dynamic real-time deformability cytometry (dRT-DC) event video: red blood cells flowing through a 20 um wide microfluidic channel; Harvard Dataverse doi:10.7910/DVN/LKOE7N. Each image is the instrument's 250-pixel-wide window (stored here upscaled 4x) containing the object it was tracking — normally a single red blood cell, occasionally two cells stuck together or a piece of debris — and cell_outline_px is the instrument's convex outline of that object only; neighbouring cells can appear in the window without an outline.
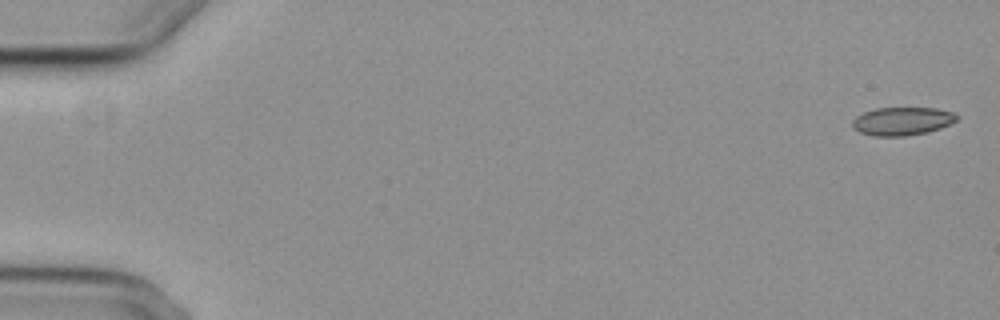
{"species": "common noctule bat (a hibernating species)", "species_latin": "Nyctalus noctula", "temperature_condition": "cold", "stored_images_in_passage": 9, "camera_frame_rate_fps": 3000, "um_per_image_px": 0.085, "animal": {"sex": "female", "body_mass_g": 29.2, "forearm_length_mm": 56.3}, "frame": {"image": 1, "passage_image": 1, "time_ms": 0.0, "image_size_px": [1000, 320], "cell_outline_px": [[960, 116], [956, 120], [940, 128], [928, 132], [904, 136], [872, 136], [860, 132], [852, 128], [852, 120], [856, 116], [864, 112], [876, 108], [936, 108], [952, 112]], "centroid_in_image_um": [76.66, 10.3], "position_along_channel_um": 8.3, "area_um2": 17.17}}
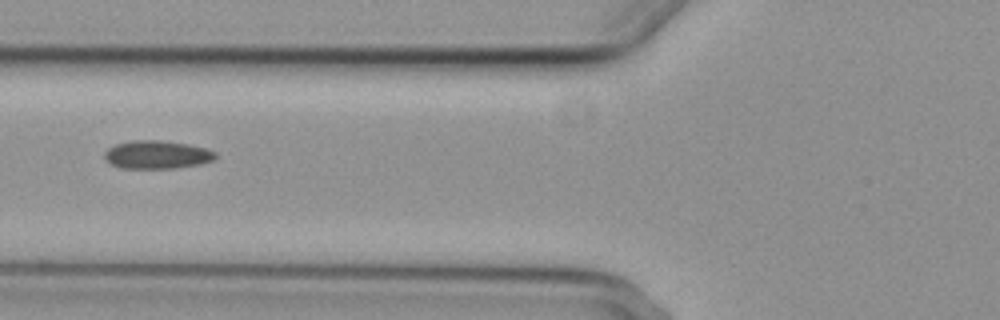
{"frame": {"image": 2, "passage_image": 6, "time_ms": 7.0, "image_size_px": [1000, 320], "cell_outline_px": [[216, 156], [212, 160], [200, 164], [176, 168], [120, 168], [104, 160], [104, 152], [108, 148], [116, 144], [132, 140], [160, 140], [188, 144], [204, 148], [216, 152]], "centroid_in_image_um": [13.31, 13.15], "position_along_channel_um": 112.5, "area_um2": 18.21}}
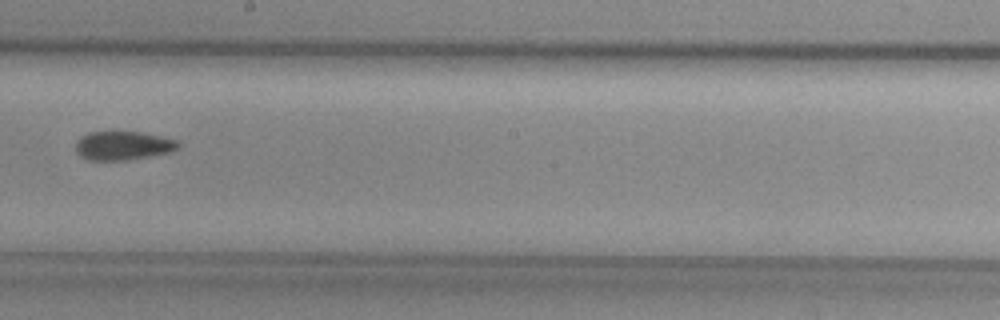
{"frame": {"image": 3, "passage_image": 9, "time_ms": 10.333, "image_size_px": [1000, 320], "cell_outline_px": [[180, 148], [168, 152], [128, 160], [88, 160], [80, 156], [76, 152], [76, 140], [80, 136], [88, 132], [112, 128], [140, 132], [160, 136], [176, 140], [180, 144]], "centroid_in_image_um": [10.38, 12.32], "position_along_channel_um": 237.8, "area_um2": 17.92}}